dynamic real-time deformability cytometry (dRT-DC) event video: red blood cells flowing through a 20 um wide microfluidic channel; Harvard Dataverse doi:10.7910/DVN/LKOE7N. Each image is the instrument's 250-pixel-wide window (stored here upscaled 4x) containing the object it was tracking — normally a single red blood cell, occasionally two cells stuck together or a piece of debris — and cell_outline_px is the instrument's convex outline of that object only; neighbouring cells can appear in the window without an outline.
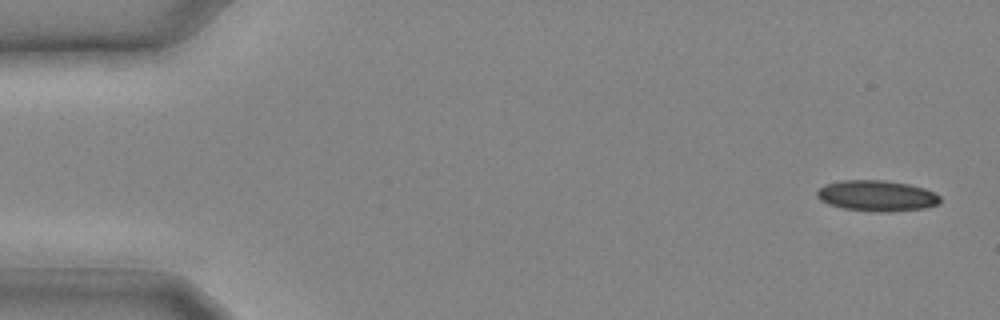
{"species": "common noctule bat (a hibernating species)", "species_latin": "Nyctalus noctula", "temperature_condition": "cold", "stored_images_in_passage": 20, "camera_frame_rate_fps": 3000, "um_per_image_px": 0.085, "animal": {"sex": "male", "body_mass_g": 20.4}, "frame": {"image": 1, "passage_image": 1, "time_ms": 0.0, "image_size_px": [1000, 320], "cell_outline_px": [[940, 204], [924, 208], [888, 212], [872, 212], [844, 208], [828, 204], [820, 200], [816, 196], [816, 192], [824, 184], [840, 180], [884, 180], [908, 184], [924, 188], [936, 192], [940, 196]], "centroid_in_image_um": [74.53, 16.64], "position_along_channel_um": 10.5, "area_um2": 22.37}}
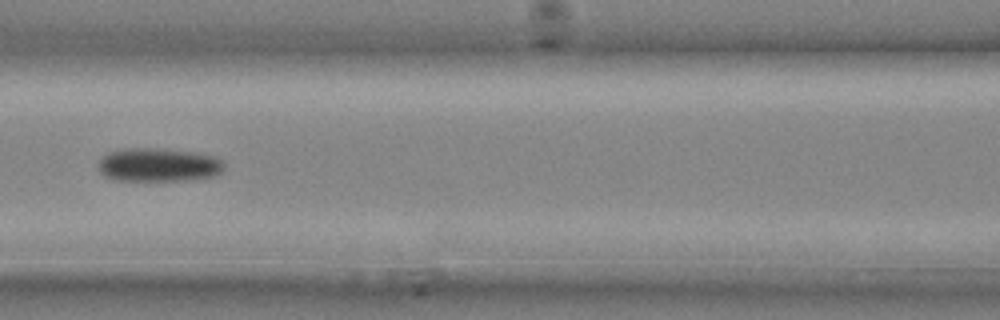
{"frame": {"image": 2, "passage_image": 12, "time_ms": 3.667, "image_size_px": [1000, 320], "cell_outline_px": [[224, 172], [212, 176], [184, 180], [116, 180], [104, 176], [96, 168], [96, 164], [108, 152], [132, 148], [148, 148], [192, 152], [216, 156], [224, 160]], "centroid_in_image_um": [13.47, 14.02], "position_along_channel_um": 153.1, "area_um2": 24.57}}
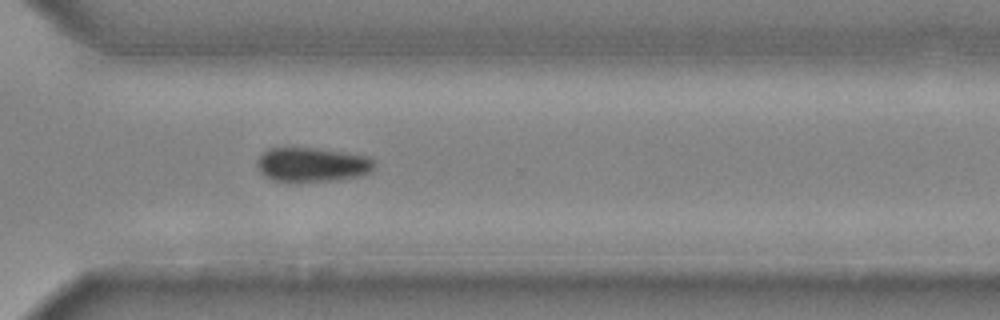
{"frame": {"image": 3, "passage_image": 20, "time_ms": 6.333, "image_size_px": [1000, 320], "cell_outline_px": [[376, 168], [372, 172], [360, 176], [336, 180], [292, 184], [272, 180], [264, 176], [256, 168], [256, 160], [260, 152], [268, 148], [316, 148], [348, 152], [372, 156], [376, 164]], "centroid_in_image_um": [26.53, 14.02], "position_along_channel_um": 344.1, "area_um2": 24.74}}